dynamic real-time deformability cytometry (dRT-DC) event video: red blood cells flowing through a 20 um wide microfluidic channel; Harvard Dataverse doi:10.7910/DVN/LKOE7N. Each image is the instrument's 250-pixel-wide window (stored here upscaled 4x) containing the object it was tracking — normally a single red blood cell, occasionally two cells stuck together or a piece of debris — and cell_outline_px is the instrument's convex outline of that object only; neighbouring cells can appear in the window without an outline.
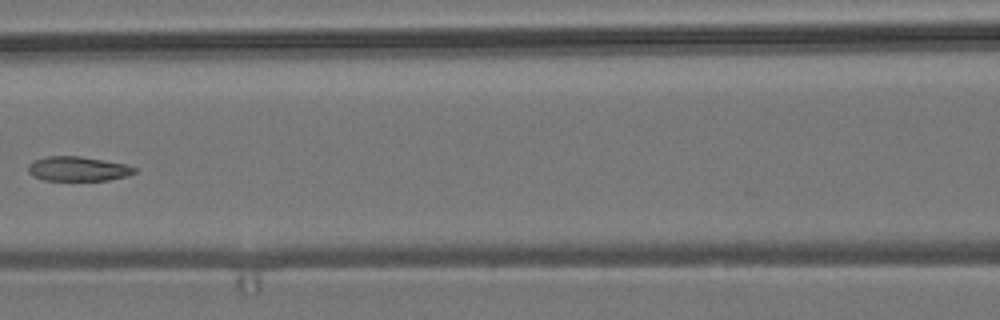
{"species": "common noctule bat (a hibernating species)", "species_latin": "Nyctalus noctula", "temperature_condition": "room temperature", "stored_images_in_passage": 8, "camera_frame_rate_fps": 3000, "um_per_image_px": 0.085, "animal": {"sex": "male", "body_mass_g": 19.2, "forearm_length_mm": 51.8}, "frame": {"image": 1, "passage_image": 6, "time_ms": 1.667, "image_size_px": [1000, 320], "cell_outline_px": [[136, 172], [128, 176], [108, 180], [44, 180], [32, 176], [28, 172], [28, 164], [32, 160], [48, 156], [80, 156], [104, 160], [124, 164], [136, 168]], "centroid_in_image_um": [6.59, 14.35], "position_along_channel_um": 160.0, "area_um2": 15.26}}
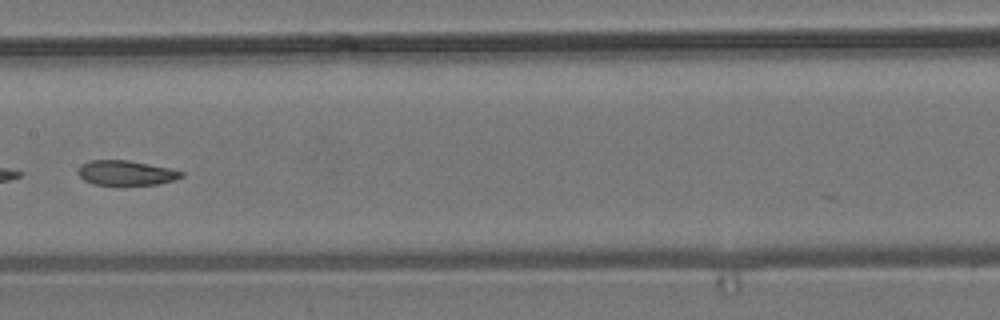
{"frame": {"image": 2, "passage_image": 7, "time_ms": 2.0, "image_size_px": [1000, 320], "cell_outline_px": [[184, 176], [176, 180], [156, 184], [92, 184], [84, 180], [76, 172], [80, 164], [88, 160], [128, 160], [168, 168], [184, 172]], "centroid_in_image_um": [10.68, 14.68], "position_along_channel_um": 196.7, "area_um2": 14.85}}